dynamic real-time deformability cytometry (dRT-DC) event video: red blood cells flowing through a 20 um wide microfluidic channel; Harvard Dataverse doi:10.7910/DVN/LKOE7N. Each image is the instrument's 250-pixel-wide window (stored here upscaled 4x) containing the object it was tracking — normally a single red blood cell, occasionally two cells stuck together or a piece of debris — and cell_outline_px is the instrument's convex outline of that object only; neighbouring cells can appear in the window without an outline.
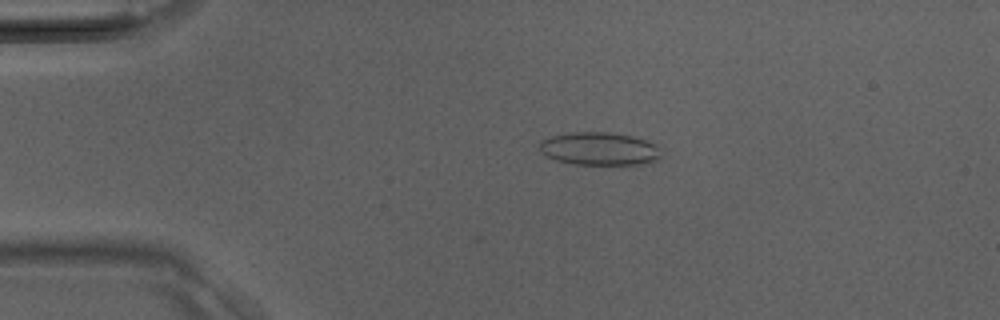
{"species": "Egyptian fruit bat (a non-hibernating species)", "species_latin": "Rousettus aegyptiacus", "temperature_condition": "room temperature", "stored_images_in_passage": 40, "camera_frame_rate_fps": 3000, "um_per_image_px": 0.085, "animal": {"sex": "male"}, "frame": {"image": 1, "passage_image": 9, "time_ms": 2.667, "image_size_px": [1000, 320], "cell_outline_px": [[660, 160], [648, 164], [572, 164], [556, 160], [544, 156], [540, 152], [540, 140], [552, 136], [572, 132], [608, 132], [632, 136], [648, 140], [656, 144], [660, 156]], "centroid_in_image_um": [50.95, 12.65], "position_along_channel_um": 34.1, "area_um2": 23.58}}
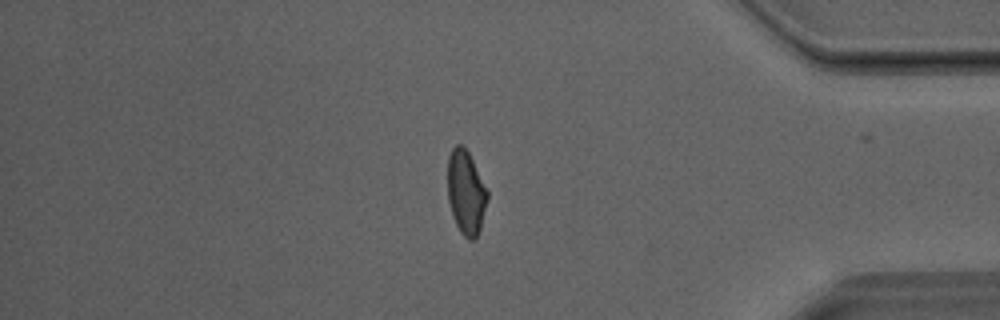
{"frame": {"image": 2, "passage_image": 34, "time_ms": 11.0, "image_size_px": [1000, 320], "cell_outline_px": [[488, 200], [480, 228], [476, 240], [468, 240], [460, 232], [452, 216], [448, 200], [448, 156], [452, 148], [456, 144], [464, 144], [488, 192]], "centroid_in_image_um": [39.6, 16.37], "position_along_channel_um": 395.6, "area_um2": 19.54}}
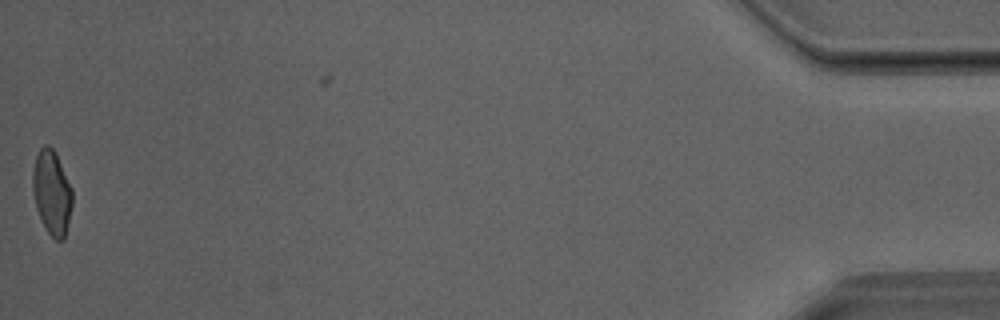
{"frame": {"image": 3, "passage_image": 40, "time_ms": 13.0, "image_size_px": [1000, 320], "cell_outline_px": [[72, 204], [64, 240], [56, 240], [48, 232], [36, 208], [32, 192], [32, 172], [36, 156], [40, 148], [44, 144], [48, 144], [56, 152], [72, 188]], "centroid_in_image_um": [4.4, 16.32], "position_along_channel_um": 430.8, "area_um2": 19.48}}